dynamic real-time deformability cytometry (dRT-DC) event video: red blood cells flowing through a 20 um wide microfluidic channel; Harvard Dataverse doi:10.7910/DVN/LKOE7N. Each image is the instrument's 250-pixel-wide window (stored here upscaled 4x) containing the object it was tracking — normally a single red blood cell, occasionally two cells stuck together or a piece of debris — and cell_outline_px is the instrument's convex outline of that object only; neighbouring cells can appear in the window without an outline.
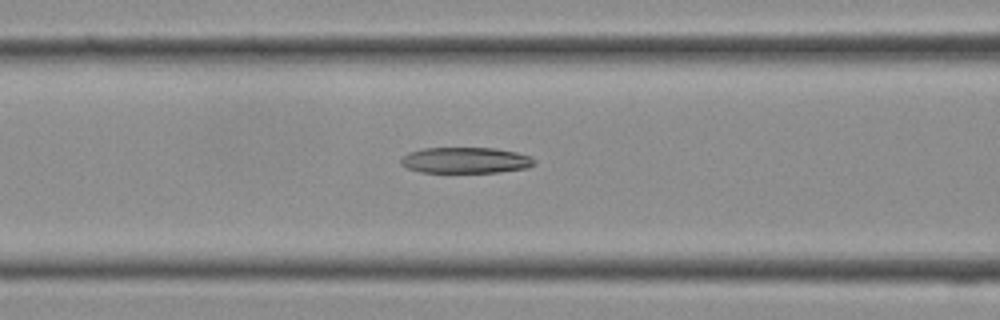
{"species": "Egyptian fruit bat (a non-hibernating species)", "species_latin": "Rousettus aegyptiacus", "temperature_condition": "cold", "stored_images_in_passage": 20, "camera_frame_rate_fps": 3000, "um_per_image_px": 0.085, "frame": {"image": 1, "passage_image": 4, "time_ms": 1.0, "image_size_px": [1000, 320], "cell_outline_px": [[536, 164], [528, 168], [500, 172], [420, 172], [408, 168], [400, 164], [400, 160], [408, 152], [424, 148], [496, 148], [516, 152], [532, 156], [536, 160]], "centroid_in_image_um": [39.62, 13.62], "position_along_channel_um": 127.0, "area_um2": 20.35}}
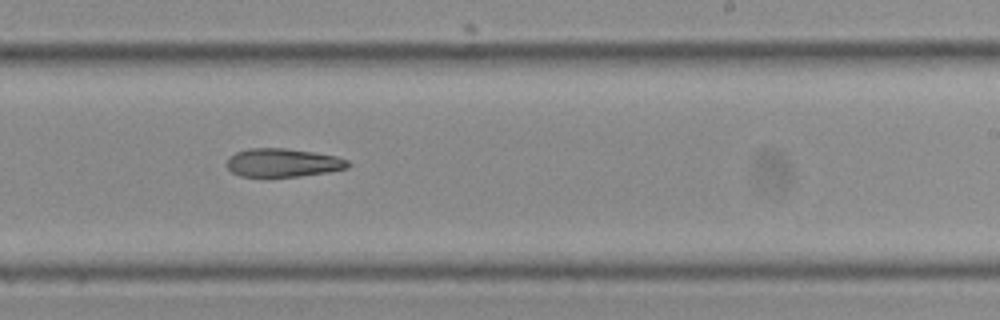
{"frame": {"image": 2, "passage_image": 10, "time_ms": 3.0, "image_size_px": [1000, 320], "cell_outline_px": [[352, 164], [348, 168], [328, 172], [296, 176], [240, 176], [232, 172], [224, 164], [228, 156], [236, 152], [248, 148], [284, 148], [312, 152], [336, 156], [348, 160]], "centroid_in_image_um": [24.02, 13.82], "position_along_channel_um": 265.0, "area_um2": 20.11}}
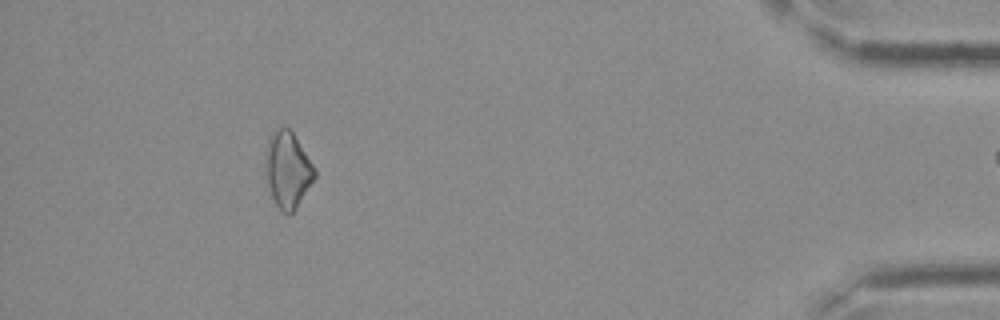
{"frame": {"image": 3, "passage_image": 19, "time_ms": 6.0, "image_size_px": [1000, 320], "cell_outline_px": [[316, 176], [296, 208], [288, 216], [276, 204], [272, 196], [268, 184], [264, 164], [264, 156], [268, 140], [276, 128], [288, 128], [292, 132], [316, 168]], "centroid_in_image_um": [24.45, 14.42], "position_along_channel_um": 410.8, "area_um2": 21.62}}